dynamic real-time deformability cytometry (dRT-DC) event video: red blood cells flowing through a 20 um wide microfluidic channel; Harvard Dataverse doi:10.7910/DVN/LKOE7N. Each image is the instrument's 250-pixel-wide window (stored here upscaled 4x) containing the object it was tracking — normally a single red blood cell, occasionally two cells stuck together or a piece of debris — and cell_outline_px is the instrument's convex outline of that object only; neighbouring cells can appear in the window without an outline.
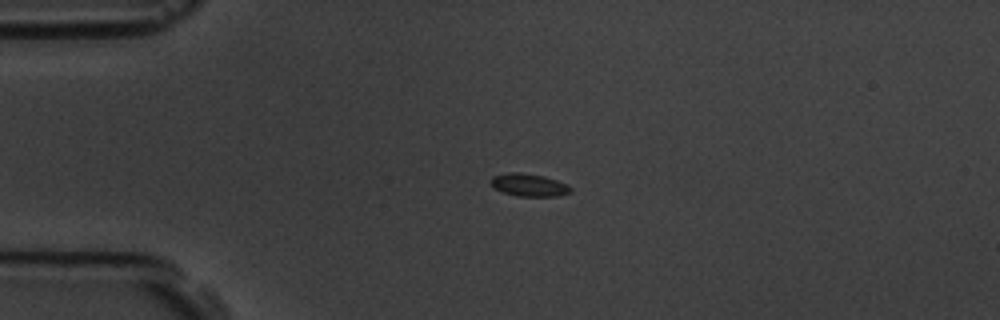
{"species": "common noctule bat (a hibernating species)", "species_latin": "Nyctalus noctula", "temperature_condition": "room temperature", "stored_images_in_passage": 6, "camera_frame_rate_fps": 3000, "um_per_image_px": 0.085, "animal": {"sex": "male", "body_mass_g": 19.5, "forearm_length_mm": 54.6}, "frame": {"image": 1, "passage_image": 4, "time_ms": 3.333, "image_size_px": [1000, 320], "cell_outline_px": [[572, 192], [556, 196], [516, 196], [492, 188], [488, 180], [492, 176], [508, 172], [520, 172], [544, 176], [556, 180], [572, 188]], "centroid_in_image_um": [44.89, 15.72], "position_along_channel_um": 40.1, "area_um2": 10.64}}